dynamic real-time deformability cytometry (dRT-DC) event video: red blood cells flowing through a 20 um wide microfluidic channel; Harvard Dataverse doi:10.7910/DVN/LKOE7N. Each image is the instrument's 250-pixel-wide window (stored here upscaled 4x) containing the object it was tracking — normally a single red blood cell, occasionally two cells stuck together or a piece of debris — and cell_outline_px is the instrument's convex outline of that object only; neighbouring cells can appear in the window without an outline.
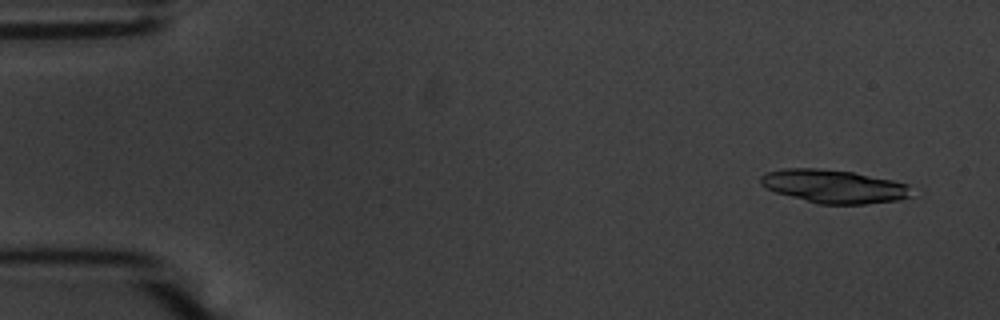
{"species": "common noctule bat (a hibernating species)", "species_latin": "Nyctalus noctula", "temperature_condition": "warm", "stored_images_in_passage": 39, "camera_frame_rate_fps": 3000, "um_per_image_px": 0.085, "animal": {"sex": "male", "body_mass_g": 20.1, "forearm_length_mm": 53.5}, "frame": {"image": 1, "passage_image": 4, "time_ms": 1.0, "image_size_px": [1000, 320], "cell_outline_px": [[912, 196], [900, 200], [864, 204], [816, 204], [776, 192], [764, 188], [760, 184], [760, 176], [768, 172], [784, 168], [820, 168], [852, 172], [892, 180], [908, 184]], "centroid_in_image_um": [70.86, 15.84], "position_along_channel_um": 14.1, "area_um2": 29.42}}
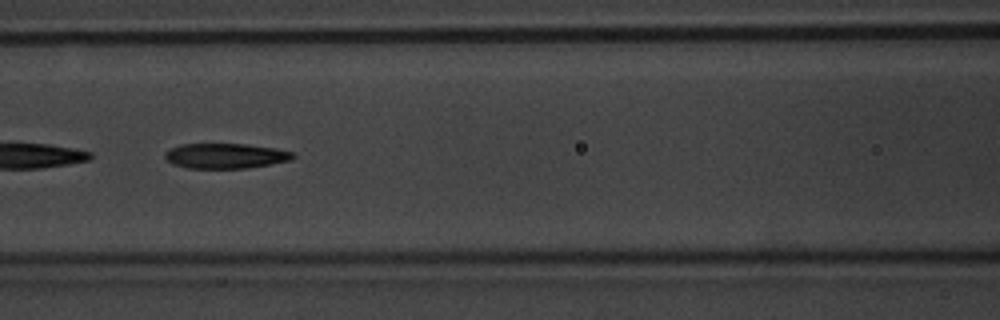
{"frame": {"image": 2, "passage_image": 25, "time_ms": 8.0, "image_size_px": [1000, 320], "cell_outline_px": [[296, 156], [288, 160], [268, 164], [244, 168], [188, 168], [172, 164], [164, 156], [164, 152], [180, 144], [244, 144], [276, 148], [292, 152]], "centroid_in_image_um": [19.12, 13.24], "position_along_channel_um": 147.5, "area_um2": 18.5}}